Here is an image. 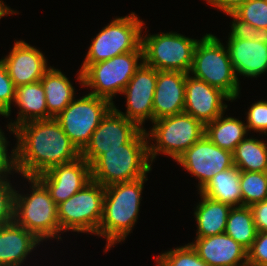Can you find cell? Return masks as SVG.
<instances>
[{
	"label": "cell",
	"mask_w": 267,
	"mask_h": 266,
	"mask_svg": "<svg viewBox=\"0 0 267 266\" xmlns=\"http://www.w3.org/2000/svg\"><path fill=\"white\" fill-rule=\"evenodd\" d=\"M227 15L233 17V22L231 26V33L229 38H236V39H246V40H256L263 36V34L258 31L254 26L240 20L233 12L227 13Z\"/></svg>",
	"instance_id": "cell-36"
},
{
	"label": "cell",
	"mask_w": 267,
	"mask_h": 266,
	"mask_svg": "<svg viewBox=\"0 0 267 266\" xmlns=\"http://www.w3.org/2000/svg\"><path fill=\"white\" fill-rule=\"evenodd\" d=\"M105 187L90 181L83 189L57 205L62 231L88 232L97 235L103 214Z\"/></svg>",
	"instance_id": "cell-9"
},
{
	"label": "cell",
	"mask_w": 267,
	"mask_h": 266,
	"mask_svg": "<svg viewBox=\"0 0 267 266\" xmlns=\"http://www.w3.org/2000/svg\"><path fill=\"white\" fill-rule=\"evenodd\" d=\"M247 115V129L264 132L267 135V101H258L250 107Z\"/></svg>",
	"instance_id": "cell-34"
},
{
	"label": "cell",
	"mask_w": 267,
	"mask_h": 266,
	"mask_svg": "<svg viewBox=\"0 0 267 266\" xmlns=\"http://www.w3.org/2000/svg\"><path fill=\"white\" fill-rule=\"evenodd\" d=\"M247 262L250 266H267V231L257 232L256 239L247 250Z\"/></svg>",
	"instance_id": "cell-35"
},
{
	"label": "cell",
	"mask_w": 267,
	"mask_h": 266,
	"mask_svg": "<svg viewBox=\"0 0 267 266\" xmlns=\"http://www.w3.org/2000/svg\"><path fill=\"white\" fill-rule=\"evenodd\" d=\"M40 242L15 221L0 227V266H20Z\"/></svg>",
	"instance_id": "cell-21"
},
{
	"label": "cell",
	"mask_w": 267,
	"mask_h": 266,
	"mask_svg": "<svg viewBox=\"0 0 267 266\" xmlns=\"http://www.w3.org/2000/svg\"><path fill=\"white\" fill-rule=\"evenodd\" d=\"M31 182L30 196L15 192L14 221L33 233L40 241L61 239L57 205L49 191L36 177H26ZM58 236V237H57Z\"/></svg>",
	"instance_id": "cell-5"
},
{
	"label": "cell",
	"mask_w": 267,
	"mask_h": 266,
	"mask_svg": "<svg viewBox=\"0 0 267 266\" xmlns=\"http://www.w3.org/2000/svg\"><path fill=\"white\" fill-rule=\"evenodd\" d=\"M7 143L4 133L0 129V179H6L8 173H12V170L16 171L15 149L11 151L12 154L10 158L7 154Z\"/></svg>",
	"instance_id": "cell-37"
},
{
	"label": "cell",
	"mask_w": 267,
	"mask_h": 266,
	"mask_svg": "<svg viewBox=\"0 0 267 266\" xmlns=\"http://www.w3.org/2000/svg\"><path fill=\"white\" fill-rule=\"evenodd\" d=\"M221 114L214 121L205 125V135L218 147L233 152L235 147L245 139L248 129L237 118Z\"/></svg>",
	"instance_id": "cell-26"
},
{
	"label": "cell",
	"mask_w": 267,
	"mask_h": 266,
	"mask_svg": "<svg viewBox=\"0 0 267 266\" xmlns=\"http://www.w3.org/2000/svg\"><path fill=\"white\" fill-rule=\"evenodd\" d=\"M242 205L267 200V172L240 171Z\"/></svg>",
	"instance_id": "cell-29"
},
{
	"label": "cell",
	"mask_w": 267,
	"mask_h": 266,
	"mask_svg": "<svg viewBox=\"0 0 267 266\" xmlns=\"http://www.w3.org/2000/svg\"><path fill=\"white\" fill-rule=\"evenodd\" d=\"M10 184L8 179H0V227L14 222L16 190Z\"/></svg>",
	"instance_id": "cell-32"
},
{
	"label": "cell",
	"mask_w": 267,
	"mask_h": 266,
	"mask_svg": "<svg viewBox=\"0 0 267 266\" xmlns=\"http://www.w3.org/2000/svg\"><path fill=\"white\" fill-rule=\"evenodd\" d=\"M198 41L173 32L143 36V62L157 71L190 73Z\"/></svg>",
	"instance_id": "cell-10"
},
{
	"label": "cell",
	"mask_w": 267,
	"mask_h": 266,
	"mask_svg": "<svg viewBox=\"0 0 267 266\" xmlns=\"http://www.w3.org/2000/svg\"><path fill=\"white\" fill-rule=\"evenodd\" d=\"M40 81L44 88L49 120L55 118L75 99V88L60 70L53 67L45 72Z\"/></svg>",
	"instance_id": "cell-23"
},
{
	"label": "cell",
	"mask_w": 267,
	"mask_h": 266,
	"mask_svg": "<svg viewBox=\"0 0 267 266\" xmlns=\"http://www.w3.org/2000/svg\"><path fill=\"white\" fill-rule=\"evenodd\" d=\"M15 14L17 12H15L14 10H11L9 7H7L4 2H2L0 0V18H2L3 16L5 15H8V14Z\"/></svg>",
	"instance_id": "cell-40"
},
{
	"label": "cell",
	"mask_w": 267,
	"mask_h": 266,
	"mask_svg": "<svg viewBox=\"0 0 267 266\" xmlns=\"http://www.w3.org/2000/svg\"><path fill=\"white\" fill-rule=\"evenodd\" d=\"M199 193L232 207L242 206L240 170L233 166L217 173Z\"/></svg>",
	"instance_id": "cell-25"
},
{
	"label": "cell",
	"mask_w": 267,
	"mask_h": 266,
	"mask_svg": "<svg viewBox=\"0 0 267 266\" xmlns=\"http://www.w3.org/2000/svg\"><path fill=\"white\" fill-rule=\"evenodd\" d=\"M187 73L157 71L153 98V121L184 112Z\"/></svg>",
	"instance_id": "cell-18"
},
{
	"label": "cell",
	"mask_w": 267,
	"mask_h": 266,
	"mask_svg": "<svg viewBox=\"0 0 267 266\" xmlns=\"http://www.w3.org/2000/svg\"><path fill=\"white\" fill-rule=\"evenodd\" d=\"M141 129L112 107L92 133L81 156L91 165L106 150L121 148V145L128 143Z\"/></svg>",
	"instance_id": "cell-13"
},
{
	"label": "cell",
	"mask_w": 267,
	"mask_h": 266,
	"mask_svg": "<svg viewBox=\"0 0 267 266\" xmlns=\"http://www.w3.org/2000/svg\"><path fill=\"white\" fill-rule=\"evenodd\" d=\"M16 88L41 80L49 69L40 50L25 41H15L12 51L2 59Z\"/></svg>",
	"instance_id": "cell-17"
},
{
	"label": "cell",
	"mask_w": 267,
	"mask_h": 266,
	"mask_svg": "<svg viewBox=\"0 0 267 266\" xmlns=\"http://www.w3.org/2000/svg\"><path fill=\"white\" fill-rule=\"evenodd\" d=\"M191 246L209 266H246L247 250L225 232L196 238ZM240 262V263H239Z\"/></svg>",
	"instance_id": "cell-19"
},
{
	"label": "cell",
	"mask_w": 267,
	"mask_h": 266,
	"mask_svg": "<svg viewBox=\"0 0 267 266\" xmlns=\"http://www.w3.org/2000/svg\"><path fill=\"white\" fill-rule=\"evenodd\" d=\"M112 107L113 103L109 100L88 93L80 99L73 100L54 119L81 152Z\"/></svg>",
	"instance_id": "cell-11"
},
{
	"label": "cell",
	"mask_w": 267,
	"mask_h": 266,
	"mask_svg": "<svg viewBox=\"0 0 267 266\" xmlns=\"http://www.w3.org/2000/svg\"><path fill=\"white\" fill-rule=\"evenodd\" d=\"M227 46L236 77L238 73L257 77L267 72V35L256 40L228 38Z\"/></svg>",
	"instance_id": "cell-20"
},
{
	"label": "cell",
	"mask_w": 267,
	"mask_h": 266,
	"mask_svg": "<svg viewBox=\"0 0 267 266\" xmlns=\"http://www.w3.org/2000/svg\"><path fill=\"white\" fill-rule=\"evenodd\" d=\"M254 224L258 232L267 231V200L254 203L250 206Z\"/></svg>",
	"instance_id": "cell-38"
},
{
	"label": "cell",
	"mask_w": 267,
	"mask_h": 266,
	"mask_svg": "<svg viewBox=\"0 0 267 266\" xmlns=\"http://www.w3.org/2000/svg\"><path fill=\"white\" fill-rule=\"evenodd\" d=\"M16 172L24 178L37 177L59 164L81 156L60 124L54 119L34 120L14 129Z\"/></svg>",
	"instance_id": "cell-1"
},
{
	"label": "cell",
	"mask_w": 267,
	"mask_h": 266,
	"mask_svg": "<svg viewBox=\"0 0 267 266\" xmlns=\"http://www.w3.org/2000/svg\"><path fill=\"white\" fill-rule=\"evenodd\" d=\"M201 202L194 215L197 221L196 238L214 236L225 232L226 222L232 206L212 200L201 194Z\"/></svg>",
	"instance_id": "cell-24"
},
{
	"label": "cell",
	"mask_w": 267,
	"mask_h": 266,
	"mask_svg": "<svg viewBox=\"0 0 267 266\" xmlns=\"http://www.w3.org/2000/svg\"><path fill=\"white\" fill-rule=\"evenodd\" d=\"M210 5L222 10L224 13H232L240 5L249 0H206Z\"/></svg>",
	"instance_id": "cell-39"
},
{
	"label": "cell",
	"mask_w": 267,
	"mask_h": 266,
	"mask_svg": "<svg viewBox=\"0 0 267 266\" xmlns=\"http://www.w3.org/2000/svg\"><path fill=\"white\" fill-rule=\"evenodd\" d=\"M16 86L9 77L6 67L0 59V115L8 117L11 104L15 100Z\"/></svg>",
	"instance_id": "cell-33"
},
{
	"label": "cell",
	"mask_w": 267,
	"mask_h": 266,
	"mask_svg": "<svg viewBox=\"0 0 267 266\" xmlns=\"http://www.w3.org/2000/svg\"><path fill=\"white\" fill-rule=\"evenodd\" d=\"M49 191L52 200L59 205L90 181V164L80 156L69 163L59 164L36 177Z\"/></svg>",
	"instance_id": "cell-15"
},
{
	"label": "cell",
	"mask_w": 267,
	"mask_h": 266,
	"mask_svg": "<svg viewBox=\"0 0 267 266\" xmlns=\"http://www.w3.org/2000/svg\"><path fill=\"white\" fill-rule=\"evenodd\" d=\"M176 161L197 177L199 190L214 175L234 166L232 152L218 147L206 135L182 153Z\"/></svg>",
	"instance_id": "cell-12"
},
{
	"label": "cell",
	"mask_w": 267,
	"mask_h": 266,
	"mask_svg": "<svg viewBox=\"0 0 267 266\" xmlns=\"http://www.w3.org/2000/svg\"><path fill=\"white\" fill-rule=\"evenodd\" d=\"M232 155L233 164L240 171L267 172V144L264 141L245 138Z\"/></svg>",
	"instance_id": "cell-27"
},
{
	"label": "cell",
	"mask_w": 267,
	"mask_h": 266,
	"mask_svg": "<svg viewBox=\"0 0 267 266\" xmlns=\"http://www.w3.org/2000/svg\"><path fill=\"white\" fill-rule=\"evenodd\" d=\"M143 24L133 12L129 16L113 19L92 40L81 73L90 64L137 50L142 45Z\"/></svg>",
	"instance_id": "cell-8"
},
{
	"label": "cell",
	"mask_w": 267,
	"mask_h": 266,
	"mask_svg": "<svg viewBox=\"0 0 267 266\" xmlns=\"http://www.w3.org/2000/svg\"><path fill=\"white\" fill-rule=\"evenodd\" d=\"M190 76L187 73L184 113L206 125L224 113L227 105L223 104V100L231 98L222 90Z\"/></svg>",
	"instance_id": "cell-16"
},
{
	"label": "cell",
	"mask_w": 267,
	"mask_h": 266,
	"mask_svg": "<svg viewBox=\"0 0 267 266\" xmlns=\"http://www.w3.org/2000/svg\"><path fill=\"white\" fill-rule=\"evenodd\" d=\"M14 102L20 111L17 120L7 126L11 132L14 133L17 126L29 121L48 120V109L41 81L16 88Z\"/></svg>",
	"instance_id": "cell-22"
},
{
	"label": "cell",
	"mask_w": 267,
	"mask_h": 266,
	"mask_svg": "<svg viewBox=\"0 0 267 266\" xmlns=\"http://www.w3.org/2000/svg\"><path fill=\"white\" fill-rule=\"evenodd\" d=\"M252 210L249 206H234L229 212L225 233L248 250L257 236Z\"/></svg>",
	"instance_id": "cell-28"
},
{
	"label": "cell",
	"mask_w": 267,
	"mask_h": 266,
	"mask_svg": "<svg viewBox=\"0 0 267 266\" xmlns=\"http://www.w3.org/2000/svg\"><path fill=\"white\" fill-rule=\"evenodd\" d=\"M139 60H144L142 45L135 51L90 64L82 73L79 70L77 80L82 86L93 89L89 94L113 103V96L121 94L141 66L142 63H138Z\"/></svg>",
	"instance_id": "cell-6"
},
{
	"label": "cell",
	"mask_w": 267,
	"mask_h": 266,
	"mask_svg": "<svg viewBox=\"0 0 267 266\" xmlns=\"http://www.w3.org/2000/svg\"><path fill=\"white\" fill-rule=\"evenodd\" d=\"M233 13L267 35V0H249L240 5Z\"/></svg>",
	"instance_id": "cell-30"
},
{
	"label": "cell",
	"mask_w": 267,
	"mask_h": 266,
	"mask_svg": "<svg viewBox=\"0 0 267 266\" xmlns=\"http://www.w3.org/2000/svg\"><path fill=\"white\" fill-rule=\"evenodd\" d=\"M141 129L121 148L106 150L91 165L92 181L104 187L143 178L151 169L148 136Z\"/></svg>",
	"instance_id": "cell-2"
},
{
	"label": "cell",
	"mask_w": 267,
	"mask_h": 266,
	"mask_svg": "<svg viewBox=\"0 0 267 266\" xmlns=\"http://www.w3.org/2000/svg\"><path fill=\"white\" fill-rule=\"evenodd\" d=\"M226 48L216 36L204 35L195 46L189 74L222 90L233 101L239 96L240 83Z\"/></svg>",
	"instance_id": "cell-4"
},
{
	"label": "cell",
	"mask_w": 267,
	"mask_h": 266,
	"mask_svg": "<svg viewBox=\"0 0 267 266\" xmlns=\"http://www.w3.org/2000/svg\"><path fill=\"white\" fill-rule=\"evenodd\" d=\"M152 123L154 125L151 132L146 133L147 138L156 140V144L148 146L151 162L160 152L171 156L176 161L182 153L205 135V125L184 112L157 119Z\"/></svg>",
	"instance_id": "cell-7"
},
{
	"label": "cell",
	"mask_w": 267,
	"mask_h": 266,
	"mask_svg": "<svg viewBox=\"0 0 267 266\" xmlns=\"http://www.w3.org/2000/svg\"><path fill=\"white\" fill-rule=\"evenodd\" d=\"M141 62V66L121 92L127 97L126 113L118 111L113 103V108L117 112L135 122L140 128L145 120L150 119L153 122V98L157 81V70Z\"/></svg>",
	"instance_id": "cell-14"
},
{
	"label": "cell",
	"mask_w": 267,
	"mask_h": 266,
	"mask_svg": "<svg viewBox=\"0 0 267 266\" xmlns=\"http://www.w3.org/2000/svg\"><path fill=\"white\" fill-rule=\"evenodd\" d=\"M147 176L105 187L102 219L97 236L107 240L105 251L126 239L138 219L141 193Z\"/></svg>",
	"instance_id": "cell-3"
},
{
	"label": "cell",
	"mask_w": 267,
	"mask_h": 266,
	"mask_svg": "<svg viewBox=\"0 0 267 266\" xmlns=\"http://www.w3.org/2000/svg\"><path fill=\"white\" fill-rule=\"evenodd\" d=\"M156 262V266H209L198 256L190 243L162 253Z\"/></svg>",
	"instance_id": "cell-31"
}]
</instances>
